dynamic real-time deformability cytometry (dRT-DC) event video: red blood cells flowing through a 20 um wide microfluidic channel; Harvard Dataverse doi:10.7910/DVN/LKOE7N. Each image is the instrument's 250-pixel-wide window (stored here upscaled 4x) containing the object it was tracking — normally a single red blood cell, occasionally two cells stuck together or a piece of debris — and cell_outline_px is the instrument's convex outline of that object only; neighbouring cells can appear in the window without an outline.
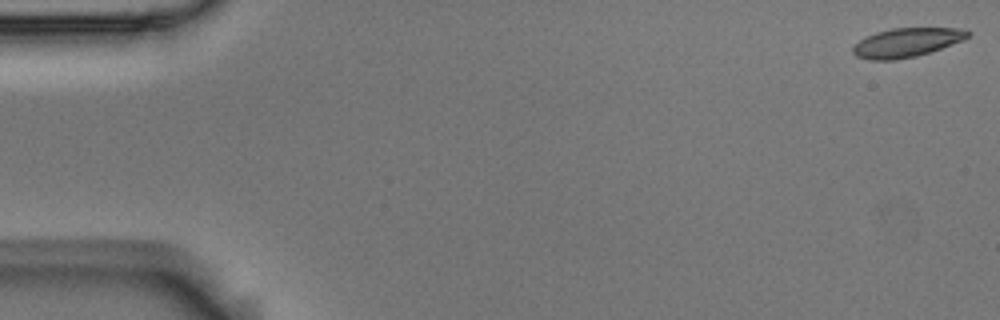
{"species": "Egyptian fruit bat (a non-hibernating species)", "species_latin": "Rousettus aegyptiacus", "temperature_condition": "room temperature", "stored_images_in_passage": 4, "camera_frame_rate_fps": 3000, "um_per_image_px": 0.085, "animal": {"sex": "male"}, "frame": {"image": 1, "passage_image": 1, "time_ms": 0.0, "image_size_px": [1000, 320], "cell_outline_px": [[972, 32], [964, 40], [916, 56], [896, 60], [868, 60], [856, 56], [852, 52], [852, 48], [860, 40], [876, 32], [892, 28], [964, 28]], "centroid_in_image_um": [77.07, 3.61], "position_along_channel_um": 7.9, "area_um2": 19.36}}
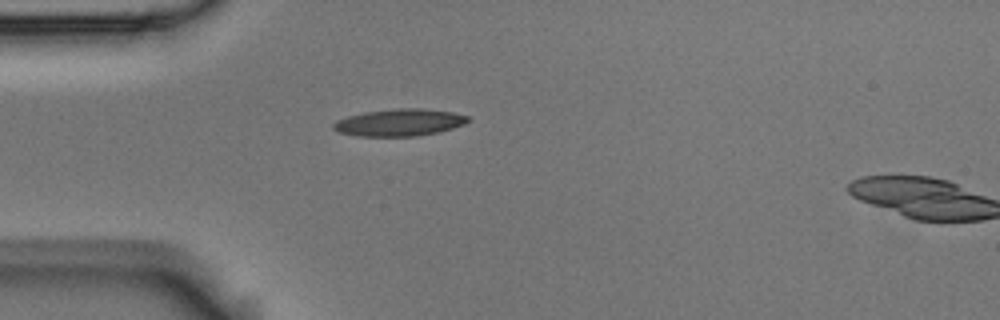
{"frame": {"image": 2, "passage_image": 3, "time_ms": 0.667, "image_size_px": [1000, 320], "cell_outline_px": [[468, 120], [464, 124], [440, 132], [416, 136], [356, 136], [340, 132], [332, 128], [332, 124], [336, 120], [348, 116], [364, 112], [400, 108], [420, 108], [452, 112], [468, 116]], "centroid_in_image_um": [33.93, 10.41], "position_along_channel_um": 51.1, "area_um2": 21.15}}